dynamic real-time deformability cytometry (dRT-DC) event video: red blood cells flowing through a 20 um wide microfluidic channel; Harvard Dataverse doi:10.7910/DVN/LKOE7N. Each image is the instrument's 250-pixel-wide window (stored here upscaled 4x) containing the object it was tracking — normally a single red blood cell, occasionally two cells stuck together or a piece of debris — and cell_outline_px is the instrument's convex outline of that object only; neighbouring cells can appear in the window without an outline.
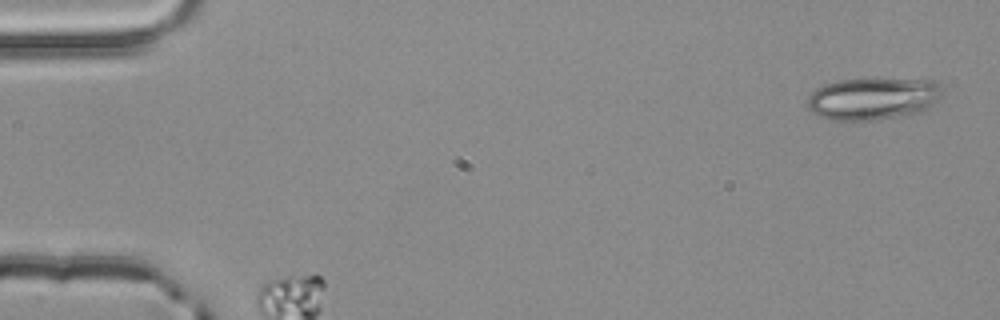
{"species": "common noctule bat (a hibernating species)", "species_latin": "Nyctalus noctula", "temperature_condition": "room temperature", "stored_images_in_passage": 4, "camera_frame_rate_fps": 3000, "um_per_image_px": 0.085, "animal": {"sex": "male", "body_mass_g": 20.4}, "frame": {"image": 1, "passage_image": 1, "time_ms": 0.0, "image_size_px": [1000, 320], "cell_outline_px": [[944, 96], [940, 100], [924, 112], [908, 116], [876, 120], [828, 120], [812, 112], [804, 104], [808, 96], [816, 88], [824, 84], [836, 80], [936, 80], [944, 88]], "centroid_in_image_um": [74.26, 8.41], "position_along_channel_um": 10.7, "area_um2": 33.87}}